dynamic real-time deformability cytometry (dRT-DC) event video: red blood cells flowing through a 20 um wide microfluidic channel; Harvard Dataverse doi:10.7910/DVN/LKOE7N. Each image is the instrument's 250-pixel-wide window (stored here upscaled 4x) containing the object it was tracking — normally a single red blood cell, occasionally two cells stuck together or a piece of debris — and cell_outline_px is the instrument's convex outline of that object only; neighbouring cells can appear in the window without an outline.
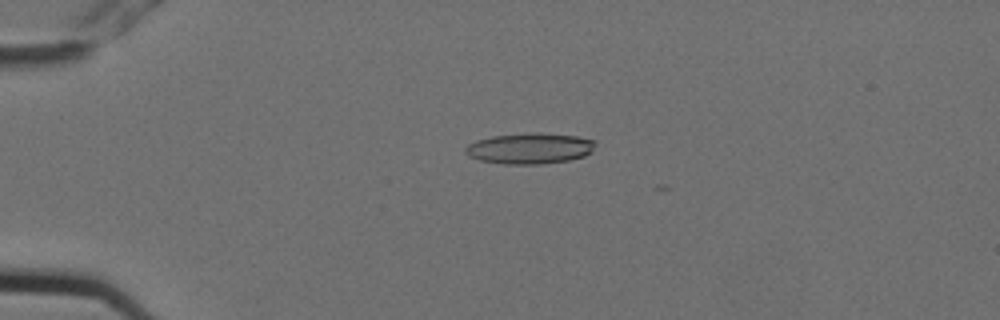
{"species": "Egyptian fruit bat (a non-hibernating species)", "species_latin": "Rousettus aegyptiacus", "temperature_condition": "cold", "stored_images_in_passage": 2, "camera_frame_rate_fps": 3000, "um_per_image_px": 0.085, "animal": {"sex": "female"}, "frame": {"image": 1, "passage_image": 1, "time_ms": 0.0, "image_size_px": [1000, 320], "cell_outline_px": [[596, 144], [592, 152], [584, 156], [568, 160], [540, 164], [504, 164], [480, 160], [468, 156], [464, 152], [464, 148], [468, 144], [476, 140], [492, 136], [536, 132], [540, 132], [576, 136], [596, 140]], "centroid_in_image_um": [45.03, 12.61], "position_along_channel_um": 40.0, "area_um2": 23.52}}